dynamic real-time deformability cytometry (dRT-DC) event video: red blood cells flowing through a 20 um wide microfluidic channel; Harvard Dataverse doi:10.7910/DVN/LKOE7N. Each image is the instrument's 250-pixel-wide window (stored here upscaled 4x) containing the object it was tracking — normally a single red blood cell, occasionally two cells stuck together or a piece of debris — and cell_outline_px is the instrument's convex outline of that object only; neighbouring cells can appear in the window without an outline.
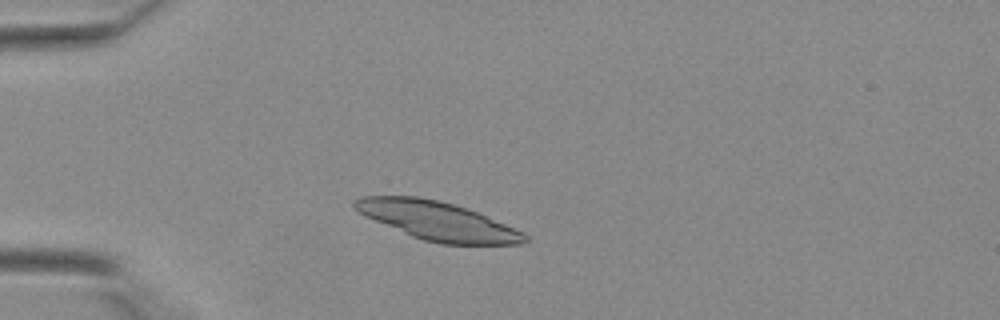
{"species": "Egyptian fruit bat (a non-hibernating species)", "species_latin": "Rousettus aegyptiacus", "temperature_condition": "warm", "stored_images_in_passage": 32, "camera_frame_rate_fps": 3000, "um_per_image_px": 0.085, "animal": {"sex": "female"}, "frame": {"image": 1, "passage_image": 2, "time_ms": 0.333, "image_size_px": [1000, 320], "cell_outline_px": [[528, 240], [520, 244], [440, 244], [424, 240], [412, 236], [376, 220], [360, 212], [352, 204], [352, 200], [364, 196], [416, 196], [436, 200], [468, 208], [524, 232], [528, 236]], "centroid_in_image_um": [37.23, 18.77], "position_along_channel_um": 47.8, "area_um2": 37.57}}